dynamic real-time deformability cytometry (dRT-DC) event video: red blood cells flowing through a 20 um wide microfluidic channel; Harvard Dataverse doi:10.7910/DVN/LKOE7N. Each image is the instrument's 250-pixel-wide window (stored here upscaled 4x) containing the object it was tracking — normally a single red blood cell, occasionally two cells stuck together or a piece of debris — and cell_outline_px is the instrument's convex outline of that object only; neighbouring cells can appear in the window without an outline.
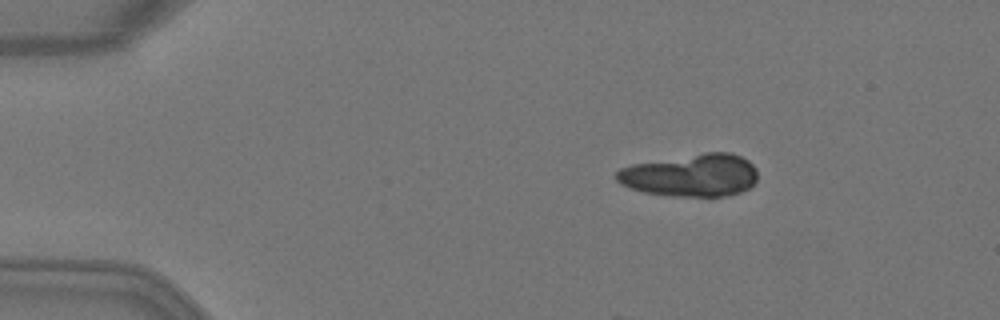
{"species": "Egyptian fruit bat (a non-hibernating species)", "species_latin": "Rousettus aegyptiacus", "temperature_condition": "warm", "stored_images_in_passage": 5, "camera_frame_rate_fps": 3000, "um_per_image_px": 0.085, "animal": {"sex": "female"}, "frame": {"image": 1, "passage_image": 3, "time_ms": 0.667, "image_size_px": [1000, 320], "cell_outline_px": [[756, 180], [748, 188], [740, 192], [724, 196], [672, 196], [644, 192], [628, 188], [620, 184], [616, 180], [616, 172], [620, 168], [632, 164], [704, 152], [728, 152], [740, 156], [748, 160], [756, 168]], "centroid_in_image_um": [58.7, 14.89], "position_along_channel_um": 26.3, "area_um2": 35.08}}